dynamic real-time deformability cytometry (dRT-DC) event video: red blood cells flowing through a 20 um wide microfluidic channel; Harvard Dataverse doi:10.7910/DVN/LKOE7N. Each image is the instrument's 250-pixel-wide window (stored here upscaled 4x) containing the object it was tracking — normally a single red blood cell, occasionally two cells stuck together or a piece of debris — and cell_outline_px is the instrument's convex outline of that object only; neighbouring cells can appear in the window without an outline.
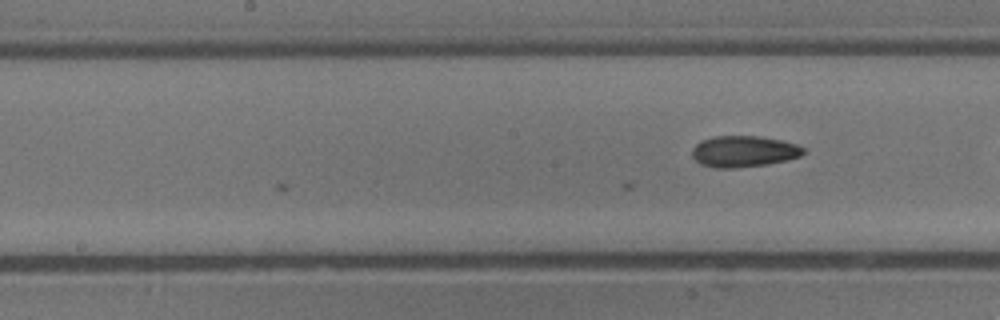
{"species": "common noctule bat (a hibernating species)", "species_latin": "Nyctalus noctula", "temperature_condition": "cold", "stored_images_in_passage": 14, "camera_frame_rate_fps": 3000, "um_per_image_px": 0.085, "animal": {"sex": "male", "body_mass_g": 13.3}, "frame": {"image": 1, "passage_image": 12, "time_ms": 3.667, "image_size_px": [1000, 320], "cell_outline_px": [[804, 152], [800, 156], [768, 164], [732, 168], [716, 168], [700, 164], [692, 156], [692, 148], [700, 140], [716, 136], [760, 136], [780, 140], [796, 144], [804, 148]], "centroid_in_image_um": [63.18, 12.86], "position_along_channel_um": 185.0, "area_um2": 20.17}}